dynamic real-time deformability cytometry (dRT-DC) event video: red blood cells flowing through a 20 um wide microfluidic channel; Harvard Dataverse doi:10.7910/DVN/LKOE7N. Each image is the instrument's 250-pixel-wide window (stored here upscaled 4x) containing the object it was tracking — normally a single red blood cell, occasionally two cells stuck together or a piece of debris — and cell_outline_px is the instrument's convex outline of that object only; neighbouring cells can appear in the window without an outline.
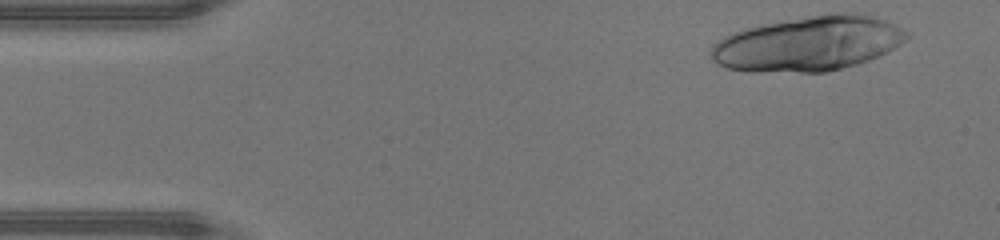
{"species": "human", "species_latin": "Homo sapiens", "temperature_condition": "warm", "stored_images_in_passage": 13, "camera_frame_rate_fps": 3000, "um_per_image_px": 0.085, "donor": {"sex": "male"}, "frame": {"image": 1, "passage_image": 1, "time_ms": 0.0, "image_size_px": [1000, 240], "cell_outline_px": [[908, 40], [868, 60], [856, 64], [828, 72], [748, 72], [728, 68], [716, 64], [712, 56], [712, 44], [724, 36], [732, 32], [744, 28], [764, 24], [812, 16], [844, 12], [864, 12], [884, 20], [908, 32]], "centroid_in_image_um": [68.69, 3.72], "position_along_channel_um": 16.3, "area_um2": 62.25}}